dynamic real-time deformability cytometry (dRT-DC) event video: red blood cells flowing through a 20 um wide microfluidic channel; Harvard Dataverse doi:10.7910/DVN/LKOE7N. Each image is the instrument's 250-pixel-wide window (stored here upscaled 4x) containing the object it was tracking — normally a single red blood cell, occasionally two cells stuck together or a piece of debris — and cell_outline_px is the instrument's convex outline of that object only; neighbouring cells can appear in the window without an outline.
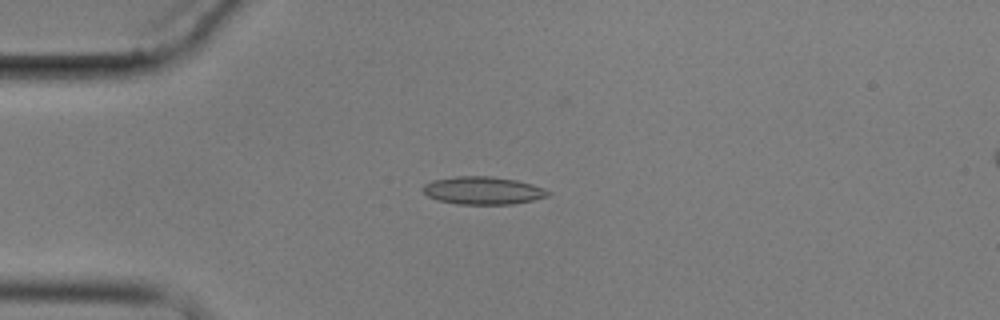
{"species": "common noctule bat (a hibernating species)", "species_latin": "Nyctalus noctula", "temperature_condition": "cold", "stored_images_in_passage": 3, "camera_frame_rate_fps": 3000, "um_per_image_px": 0.085, "animal": {"sex": "male", "body_mass_g": 17.9}, "frame": {"image": 1, "passage_image": 3, "time_ms": 2.333, "image_size_px": [1000, 320], "cell_outline_px": [[552, 192], [548, 196], [532, 200], [512, 204], [456, 204], [436, 200], [428, 196], [420, 188], [424, 184], [432, 180], [456, 176], [492, 176], [516, 180], [532, 184], [544, 188]], "centroid_in_image_um": [41.02, 16.19], "position_along_channel_um": 44.0, "area_um2": 20.4}}